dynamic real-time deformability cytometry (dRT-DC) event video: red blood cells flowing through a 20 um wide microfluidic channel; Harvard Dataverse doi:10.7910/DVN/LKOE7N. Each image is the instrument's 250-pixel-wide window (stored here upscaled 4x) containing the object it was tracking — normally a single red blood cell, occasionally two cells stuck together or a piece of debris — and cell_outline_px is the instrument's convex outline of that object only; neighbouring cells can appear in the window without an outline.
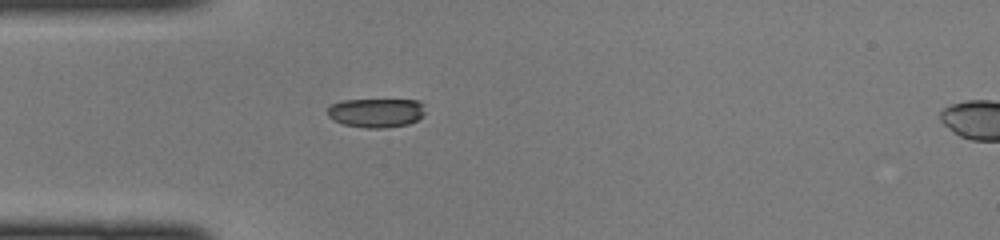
{"species": "common noctule bat (a hibernating species)", "species_latin": "Nyctalus noctula", "temperature_condition": "cold", "stored_images_in_passage": 35, "camera_frame_rate_fps": 3000, "um_per_image_px": 0.085, "animal": {"sex": "female", "body_mass_g": 22.0, "forearm_length_mm": 56.7}, "frame": {"image": 1, "passage_image": 1, "time_ms": 0.0, "image_size_px": [1000, 240], "cell_outline_px": [[424, 116], [408, 124], [384, 128], [364, 128], [344, 124], [332, 120], [328, 116], [328, 108], [332, 104], [340, 100], [420, 100], [424, 112]], "centroid_in_image_um": [31.95, 9.59], "position_along_channel_um": 53.0, "area_um2": 16.59}}
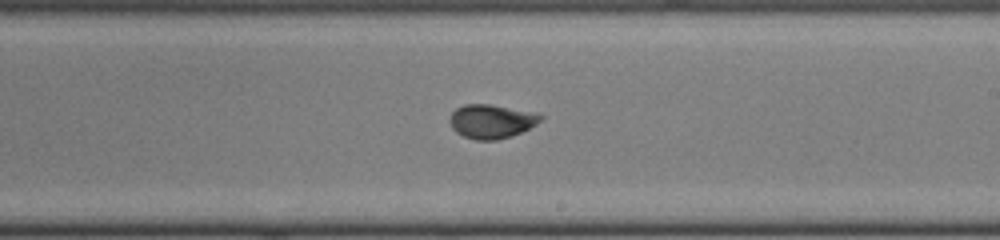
{"frame": {"image": 2, "passage_image": 15, "time_ms": 4.667, "image_size_px": [1000, 240], "cell_outline_px": [[544, 116], [536, 124], [512, 136], [496, 140], [476, 140], [464, 136], [456, 132], [452, 128], [448, 120], [452, 112], [456, 108], [464, 104], [488, 104], [532, 112]], "centroid_in_image_um": [41.72, 10.32], "position_along_channel_um": 247.3, "area_um2": 17.8}}
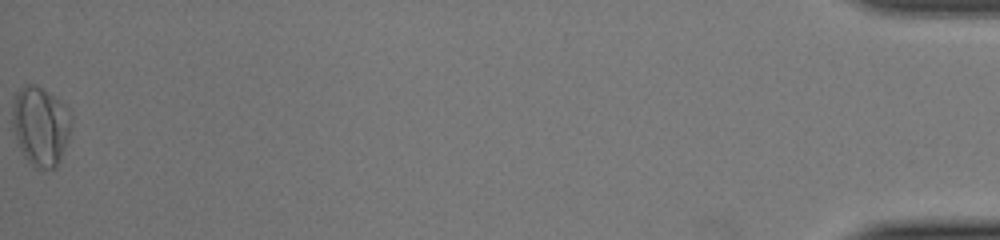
{"frame": {"image": 3, "passage_image": 35, "time_ms": 11.333, "image_size_px": [1000, 240], "cell_outline_px": [[72, 120], [68, 140], [60, 160], [56, 168], [36, 168], [24, 156], [20, 148], [12, 128], [12, 96], [24, 84], [32, 84], [40, 88], [60, 100], [64, 104], [72, 116]], "centroid_in_image_um": [3.43, 10.69], "position_along_channel_um": 431.8, "area_um2": 27.34}}